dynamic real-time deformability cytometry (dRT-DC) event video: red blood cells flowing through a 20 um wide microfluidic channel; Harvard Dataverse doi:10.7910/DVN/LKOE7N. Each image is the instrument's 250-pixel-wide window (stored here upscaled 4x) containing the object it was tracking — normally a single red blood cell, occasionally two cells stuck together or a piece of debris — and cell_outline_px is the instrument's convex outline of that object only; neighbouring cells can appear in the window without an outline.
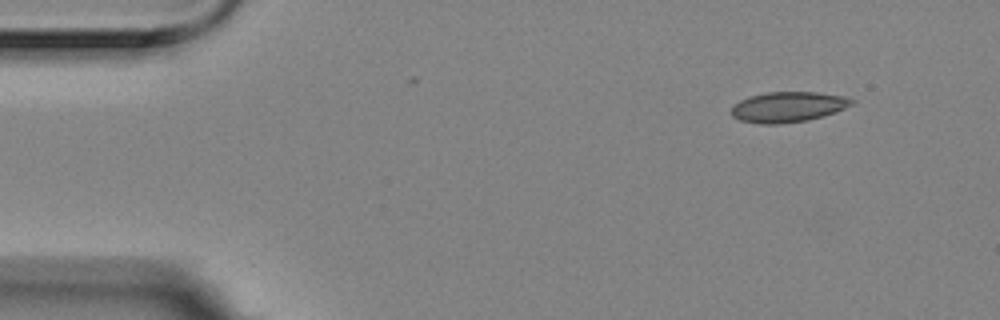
{"species": "Egyptian fruit bat (a non-hibernating species)", "species_latin": "Rousettus aegyptiacus", "temperature_condition": "room temperature", "stored_images_in_passage": 5, "segment_of_instrument_passage": [1, 2], "camera_frame_rate_fps": 3000, "um_per_image_px": 0.085, "animal": {"sex": "female"}, "frame": {"image": 1, "passage_image": 1, "time_ms": 0.0, "image_size_px": [1000, 320], "cell_outline_px": [[856, 100], [852, 104], [836, 112], [824, 116], [808, 120], [780, 124], [760, 124], [740, 120], [732, 116], [732, 104], [748, 96], [768, 92], [816, 92], [844, 96]], "centroid_in_image_um": [66.97, 9.09], "position_along_channel_um": 18.0, "area_um2": 21.44}}